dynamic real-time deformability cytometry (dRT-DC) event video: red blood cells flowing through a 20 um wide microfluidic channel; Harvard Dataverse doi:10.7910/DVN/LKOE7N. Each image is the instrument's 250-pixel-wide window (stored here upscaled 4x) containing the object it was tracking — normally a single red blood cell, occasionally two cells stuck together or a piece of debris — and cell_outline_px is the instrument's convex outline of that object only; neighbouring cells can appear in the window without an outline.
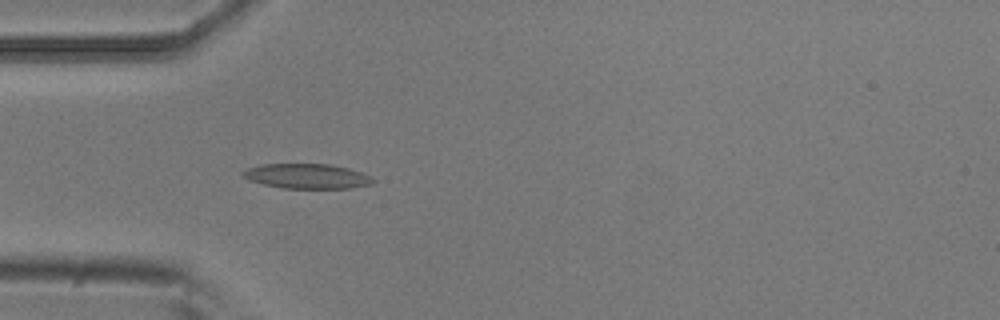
{"species": "common noctule bat (a hibernating species)", "species_latin": "Nyctalus noctula", "temperature_condition": "room temperature", "stored_images_in_passage": 4, "camera_frame_rate_fps": 3000, "um_per_image_px": 0.085, "animal": {"sex": "male", "body_mass_g": 20.5, "forearm_length_mm": 52.5}, "frame": {"image": 1, "passage_image": 4, "time_ms": 1.0, "image_size_px": [1000, 320], "cell_outline_px": [[376, 180], [372, 184], [352, 188], [280, 188], [248, 180], [240, 172], [248, 168], [260, 164], [328, 164], [348, 168], [372, 176]], "centroid_in_image_um": [26.1, 14.98], "position_along_channel_um": 58.9, "area_um2": 18.9}}